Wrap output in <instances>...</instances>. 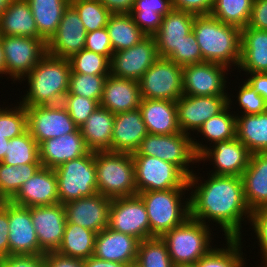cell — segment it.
Masks as SVG:
<instances>
[{
  "label": "cell",
  "mask_w": 267,
  "mask_h": 267,
  "mask_svg": "<svg viewBox=\"0 0 267 267\" xmlns=\"http://www.w3.org/2000/svg\"><path fill=\"white\" fill-rule=\"evenodd\" d=\"M87 33L105 28L111 12L99 0H70Z\"/></svg>",
  "instance_id": "44"
},
{
  "label": "cell",
  "mask_w": 267,
  "mask_h": 267,
  "mask_svg": "<svg viewBox=\"0 0 267 267\" xmlns=\"http://www.w3.org/2000/svg\"><path fill=\"white\" fill-rule=\"evenodd\" d=\"M130 267H139L136 263H133Z\"/></svg>",
  "instance_id": "65"
},
{
  "label": "cell",
  "mask_w": 267,
  "mask_h": 267,
  "mask_svg": "<svg viewBox=\"0 0 267 267\" xmlns=\"http://www.w3.org/2000/svg\"><path fill=\"white\" fill-rule=\"evenodd\" d=\"M9 201H0V259L10 255Z\"/></svg>",
  "instance_id": "54"
},
{
  "label": "cell",
  "mask_w": 267,
  "mask_h": 267,
  "mask_svg": "<svg viewBox=\"0 0 267 267\" xmlns=\"http://www.w3.org/2000/svg\"><path fill=\"white\" fill-rule=\"evenodd\" d=\"M89 151L78 128L73 133L43 141L39 145V160L42 167L55 169L64 162L86 155Z\"/></svg>",
  "instance_id": "24"
},
{
  "label": "cell",
  "mask_w": 267,
  "mask_h": 267,
  "mask_svg": "<svg viewBox=\"0 0 267 267\" xmlns=\"http://www.w3.org/2000/svg\"><path fill=\"white\" fill-rule=\"evenodd\" d=\"M70 74L68 58L47 53L25 76L30 87L20 103L24 106L61 104L69 91Z\"/></svg>",
  "instance_id": "3"
},
{
  "label": "cell",
  "mask_w": 267,
  "mask_h": 267,
  "mask_svg": "<svg viewBox=\"0 0 267 267\" xmlns=\"http://www.w3.org/2000/svg\"><path fill=\"white\" fill-rule=\"evenodd\" d=\"M57 176L59 203L66 204L97 194L94 151L64 162L54 169Z\"/></svg>",
  "instance_id": "7"
},
{
  "label": "cell",
  "mask_w": 267,
  "mask_h": 267,
  "mask_svg": "<svg viewBox=\"0 0 267 267\" xmlns=\"http://www.w3.org/2000/svg\"><path fill=\"white\" fill-rule=\"evenodd\" d=\"M192 31L199 44L202 62L219 63L227 67L234 64L239 68L241 28L225 24L209 14L196 15Z\"/></svg>",
  "instance_id": "2"
},
{
  "label": "cell",
  "mask_w": 267,
  "mask_h": 267,
  "mask_svg": "<svg viewBox=\"0 0 267 267\" xmlns=\"http://www.w3.org/2000/svg\"><path fill=\"white\" fill-rule=\"evenodd\" d=\"M246 27L267 30V0H253L249 23Z\"/></svg>",
  "instance_id": "56"
},
{
  "label": "cell",
  "mask_w": 267,
  "mask_h": 267,
  "mask_svg": "<svg viewBox=\"0 0 267 267\" xmlns=\"http://www.w3.org/2000/svg\"><path fill=\"white\" fill-rule=\"evenodd\" d=\"M4 66H5V59L0 36V74H4Z\"/></svg>",
  "instance_id": "62"
},
{
  "label": "cell",
  "mask_w": 267,
  "mask_h": 267,
  "mask_svg": "<svg viewBox=\"0 0 267 267\" xmlns=\"http://www.w3.org/2000/svg\"><path fill=\"white\" fill-rule=\"evenodd\" d=\"M44 38L1 36L4 52V74L16 80L24 77L47 54Z\"/></svg>",
  "instance_id": "11"
},
{
  "label": "cell",
  "mask_w": 267,
  "mask_h": 267,
  "mask_svg": "<svg viewBox=\"0 0 267 267\" xmlns=\"http://www.w3.org/2000/svg\"><path fill=\"white\" fill-rule=\"evenodd\" d=\"M115 114L99 106L79 128L90 151H112Z\"/></svg>",
  "instance_id": "32"
},
{
  "label": "cell",
  "mask_w": 267,
  "mask_h": 267,
  "mask_svg": "<svg viewBox=\"0 0 267 267\" xmlns=\"http://www.w3.org/2000/svg\"><path fill=\"white\" fill-rule=\"evenodd\" d=\"M133 154L157 157L176 165L188 178L193 171L188 170L189 163L198 162L192 138L183 132L177 134L157 135L148 133Z\"/></svg>",
  "instance_id": "8"
},
{
  "label": "cell",
  "mask_w": 267,
  "mask_h": 267,
  "mask_svg": "<svg viewBox=\"0 0 267 267\" xmlns=\"http://www.w3.org/2000/svg\"><path fill=\"white\" fill-rule=\"evenodd\" d=\"M31 218L40 249L55 252L63 239L66 214L63 204L31 207Z\"/></svg>",
  "instance_id": "19"
},
{
  "label": "cell",
  "mask_w": 267,
  "mask_h": 267,
  "mask_svg": "<svg viewBox=\"0 0 267 267\" xmlns=\"http://www.w3.org/2000/svg\"><path fill=\"white\" fill-rule=\"evenodd\" d=\"M10 201L29 208L58 204L57 176L54 169L41 167Z\"/></svg>",
  "instance_id": "22"
},
{
  "label": "cell",
  "mask_w": 267,
  "mask_h": 267,
  "mask_svg": "<svg viewBox=\"0 0 267 267\" xmlns=\"http://www.w3.org/2000/svg\"><path fill=\"white\" fill-rule=\"evenodd\" d=\"M9 140L0 134V162L5 158Z\"/></svg>",
  "instance_id": "61"
},
{
  "label": "cell",
  "mask_w": 267,
  "mask_h": 267,
  "mask_svg": "<svg viewBox=\"0 0 267 267\" xmlns=\"http://www.w3.org/2000/svg\"><path fill=\"white\" fill-rule=\"evenodd\" d=\"M209 228L189 217L183 224L161 236L174 265L197 263L213 249L210 245Z\"/></svg>",
  "instance_id": "6"
},
{
  "label": "cell",
  "mask_w": 267,
  "mask_h": 267,
  "mask_svg": "<svg viewBox=\"0 0 267 267\" xmlns=\"http://www.w3.org/2000/svg\"><path fill=\"white\" fill-rule=\"evenodd\" d=\"M227 248H213L197 261L198 267H244L241 238H227ZM240 251V252H239Z\"/></svg>",
  "instance_id": "42"
},
{
  "label": "cell",
  "mask_w": 267,
  "mask_h": 267,
  "mask_svg": "<svg viewBox=\"0 0 267 267\" xmlns=\"http://www.w3.org/2000/svg\"><path fill=\"white\" fill-rule=\"evenodd\" d=\"M230 103L228 95H182L176 101L180 131L188 135V130L198 131L203 123L221 113Z\"/></svg>",
  "instance_id": "16"
},
{
  "label": "cell",
  "mask_w": 267,
  "mask_h": 267,
  "mask_svg": "<svg viewBox=\"0 0 267 267\" xmlns=\"http://www.w3.org/2000/svg\"><path fill=\"white\" fill-rule=\"evenodd\" d=\"M2 163L11 166L41 164L39 145L28 129L23 134L9 140L6 156Z\"/></svg>",
  "instance_id": "39"
},
{
  "label": "cell",
  "mask_w": 267,
  "mask_h": 267,
  "mask_svg": "<svg viewBox=\"0 0 267 267\" xmlns=\"http://www.w3.org/2000/svg\"><path fill=\"white\" fill-rule=\"evenodd\" d=\"M110 198L99 193L64 204L66 220L99 233L108 226Z\"/></svg>",
  "instance_id": "21"
},
{
  "label": "cell",
  "mask_w": 267,
  "mask_h": 267,
  "mask_svg": "<svg viewBox=\"0 0 267 267\" xmlns=\"http://www.w3.org/2000/svg\"><path fill=\"white\" fill-rule=\"evenodd\" d=\"M227 69V66L213 62H202L183 66V95H227L224 91L227 88L225 87L227 82L225 72Z\"/></svg>",
  "instance_id": "17"
},
{
  "label": "cell",
  "mask_w": 267,
  "mask_h": 267,
  "mask_svg": "<svg viewBox=\"0 0 267 267\" xmlns=\"http://www.w3.org/2000/svg\"><path fill=\"white\" fill-rule=\"evenodd\" d=\"M141 99L177 101L183 95L182 66L158 58L139 80Z\"/></svg>",
  "instance_id": "10"
},
{
  "label": "cell",
  "mask_w": 267,
  "mask_h": 267,
  "mask_svg": "<svg viewBox=\"0 0 267 267\" xmlns=\"http://www.w3.org/2000/svg\"><path fill=\"white\" fill-rule=\"evenodd\" d=\"M136 194L143 191L189 189L188 177L174 164L157 157L132 154Z\"/></svg>",
  "instance_id": "9"
},
{
  "label": "cell",
  "mask_w": 267,
  "mask_h": 267,
  "mask_svg": "<svg viewBox=\"0 0 267 267\" xmlns=\"http://www.w3.org/2000/svg\"><path fill=\"white\" fill-rule=\"evenodd\" d=\"M0 36L43 38L37 30L33 13L26 0H11L0 14Z\"/></svg>",
  "instance_id": "30"
},
{
  "label": "cell",
  "mask_w": 267,
  "mask_h": 267,
  "mask_svg": "<svg viewBox=\"0 0 267 267\" xmlns=\"http://www.w3.org/2000/svg\"><path fill=\"white\" fill-rule=\"evenodd\" d=\"M62 104L68 111L73 122L80 128L89 116L100 106L96 100L80 95H65Z\"/></svg>",
  "instance_id": "48"
},
{
  "label": "cell",
  "mask_w": 267,
  "mask_h": 267,
  "mask_svg": "<svg viewBox=\"0 0 267 267\" xmlns=\"http://www.w3.org/2000/svg\"><path fill=\"white\" fill-rule=\"evenodd\" d=\"M44 263L45 267H84L83 260L65 257L57 252H46Z\"/></svg>",
  "instance_id": "57"
},
{
  "label": "cell",
  "mask_w": 267,
  "mask_h": 267,
  "mask_svg": "<svg viewBox=\"0 0 267 267\" xmlns=\"http://www.w3.org/2000/svg\"><path fill=\"white\" fill-rule=\"evenodd\" d=\"M108 227L139 241L150 238V223L145 204L136 194L111 200Z\"/></svg>",
  "instance_id": "12"
},
{
  "label": "cell",
  "mask_w": 267,
  "mask_h": 267,
  "mask_svg": "<svg viewBox=\"0 0 267 267\" xmlns=\"http://www.w3.org/2000/svg\"><path fill=\"white\" fill-rule=\"evenodd\" d=\"M251 77L246 81L267 103V72L248 73Z\"/></svg>",
  "instance_id": "58"
},
{
  "label": "cell",
  "mask_w": 267,
  "mask_h": 267,
  "mask_svg": "<svg viewBox=\"0 0 267 267\" xmlns=\"http://www.w3.org/2000/svg\"><path fill=\"white\" fill-rule=\"evenodd\" d=\"M229 107L228 105L221 113L207 120L199 128L198 132L211 143L232 140L236 137V116L230 114Z\"/></svg>",
  "instance_id": "43"
},
{
  "label": "cell",
  "mask_w": 267,
  "mask_h": 267,
  "mask_svg": "<svg viewBox=\"0 0 267 267\" xmlns=\"http://www.w3.org/2000/svg\"><path fill=\"white\" fill-rule=\"evenodd\" d=\"M0 267H45L44 255H9L0 259Z\"/></svg>",
  "instance_id": "55"
},
{
  "label": "cell",
  "mask_w": 267,
  "mask_h": 267,
  "mask_svg": "<svg viewBox=\"0 0 267 267\" xmlns=\"http://www.w3.org/2000/svg\"><path fill=\"white\" fill-rule=\"evenodd\" d=\"M167 59L182 67L202 63V54L193 31L184 37L179 47Z\"/></svg>",
  "instance_id": "49"
},
{
  "label": "cell",
  "mask_w": 267,
  "mask_h": 267,
  "mask_svg": "<svg viewBox=\"0 0 267 267\" xmlns=\"http://www.w3.org/2000/svg\"><path fill=\"white\" fill-rule=\"evenodd\" d=\"M141 102L139 81L107 76L100 106L113 114L138 109Z\"/></svg>",
  "instance_id": "27"
},
{
  "label": "cell",
  "mask_w": 267,
  "mask_h": 267,
  "mask_svg": "<svg viewBox=\"0 0 267 267\" xmlns=\"http://www.w3.org/2000/svg\"><path fill=\"white\" fill-rule=\"evenodd\" d=\"M240 69L246 73L267 72V30L241 29Z\"/></svg>",
  "instance_id": "31"
},
{
  "label": "cell",
  "mask_w": 267,
  "mask_h": 267,
  "mask_svg": "<svg viewBox=\"0 0 267 267\" xmlns=\"http://www.w3.org/2000/svg\"><path fill=\"white\" fill-rule=\"evenodd\" d=\"M107 76L71 73L69 91L66 95H80L100 103Z\"/></svg>",
  "instance_id": "46"
},
{
  "label": "cell",
  "mask_w": 267,
  "mask_h": 267,
  "mask_svg": "<svg viewBox=\"0 0 267 267\" xmlns=\"http://www.w3.org/2000/svg\"><path fill=\"white\" fill-rule=\"evenodd\" d=\"M139 240L108 226L97 233L93 256L122 264L136 263Z\"/></svg>",
  "instance_id": "23"
},
{
  "label": "cell",
  "mask_w": 267,
  "mask_h": 267,
  "mask_svg": "<svg viewBox=\"0 0 267 267\" xmlns=\"http://www.w3.org/2000/svg\"><path fill=\"white\" fill-rule=\"evenodd\" d=\"M97 233L74 223L66 222L58 254L85 260L94 254Z\"/></svg>",
  "instance_id": "34"
},
{
  "label": "cell",
  "mask_w": 267,
  "mask_h": 267,
  "mask_svg": "<svg viewBox=\"0 0 267 267\" xmlns=\"http://www.w3.org/2000/svg\"><path fill=\"white\" fill-rule=\"evenodd\" d=\"M238 101L244 110V115H254L267 111V103L247 82H244L240 87Z\"/></svg>",
  "instance_id": "50"
},
{
  "label": "cell",
  "mask_w": 267,
  "mask_h": 267,
  "mask_svg": "<svg viewBox=\"0 0 267 267\" xmlns=\"http://www.w3.org/2000/svg\"><path fill=\"white\" fill-rule=\"evenodd\" d=\"M111 13H130L135 0H99Z\"/></svg>",
  "instance_id": "59"
},
{
  "label": "cell",
  "mask_w": 267,
  "mask_h": 267,
  "mask_svg": "<svg viewBox=\"0 0 267 267\" xmlns=\"http://www.w3.org/2000/svg\"><path fill=\"white\" fill-rule=\"evenodd\" d=\"M253 0H214L211 15L225 24L245 28L250 19Z\"/></svg>",
  "instance_id": "40"
},
{
  "label": "cell",
  "mask_w": 267,
  "mask_h": 267,
  "mask_svg": "<svg viewBox=\"0 0 267 267\" xmlns=\"http://www.w3.org/2000/svg\"><path fill=\"white\" fill-rule=\"evenodd\" d=\"M171 3L173 9L195 15H209L212 12L214 0H171Z\"/></svg>",
  "instance_id": "53"
},
{
  "label": "cell",
  "mask_w": 267,
  "mask_h": 267,
  "mask_svg": "<svg viewBox=\"0 0 267 267\" xmlns=\"http://www.w3.org/2000/svg\"><path fill=\"white\" fill-rule=\"evenodd\" d=\"M236 138L251 154L267 153V111L254 115H236Z\"/></svg>",
  "instance_id": "33"
},
{
  "label": "cell",
  "mask_w": 267,
  "mask_h": 267,
  "mask_svg": "<svg viewBox=\"0 0 267 267\" xmlns=\"http://www.w3.org/2000/svg\"><path fill=\"white\" fill-rule=\"evenodd\" d=\"M244 196L250 210L267 206V153L251 154L242 176Z\"/></svg>",
  "instance_id": "29"
},
{
  "label": "cell",
  "mask_w": 267,
  "mask_h": 267,
  "mask_svg": "<svg viewBox=\"0 0 267 267\" xmlns=\"http://www.w3.org/2000/svg\"><path fill=\"white\" fill-rule=\"evenodd\" d=\"M85 49L107 56L111 60L114 52L106 27L86 33Z\"/></svg>",
  "instance_id": "51"
},
{
  "label": "cell",
  "mask_w": 267,
  "mask_h": 267,
  "mask_svg": "<svg viewBox=\"0 0 267 267\" xmlns=\"http://www.w3.org/2000/svg\"><path fill=\"white\" fill-rule=\"evenodd\" d=\"M39 34L48 41L56 32L70 0H26Z\"/></svg>",
  "instance_id": "36"
},
{
  "label": "cell",
  "mask_w": 267,
  "mask_h": 267,
  "mask_svg": "<svg viewBox=\"0 0 267 267\" xmlns=\"http://www.w3.org/2000/svg\"><path fill=\"white\" fill-rule=\"evenodd\" d=\"M83 264L84 267H130L131 266L119 262L102 260L95 256H91L83 260Z\"/></svg>",
  "instance_id": "60"
},
{
  "label": "cell",
  "mask_w": 267,
  "mask_h": 267,
  "mask_svg": "<svg viewBox=\"0 0 267 267\" xmlns=\"http://www.w3.org/2000/svg\"><path fill=\"white\" fill-rule=\"evenodd\" d=\"M196 15L187 11L172 9L163 17L160 29L153 36L160 58H168L192 31Z\"/></svg>",
  "instance_id": "25"
},
{
  "label": "cell",
  "mask_w": 267,
  "mask_h": 267,
  "mask_svg": "<svg viewBox=\"0 0 267 267\" xmlns=\"http://www.w3.org/2000/svg\"><path fill=\"white\" fill-rule=\"evenodd\" d=\"M97 193L110 199L136 195L132 154L95 151Z\"/></svg>",
  "instance_id": "4"
},
{
  "label": "cell",
  "mask_w": 267,
  "mask_h": 267,
  "mask_svg": "<svg viewBox=\"0 0 267 267\" xmlns=\"http://www.w3.org/2000/svg\"><path fill=\"white\" fill-rule=\"evenodd\" d=\"M183 190L168 189L138 193L145 204L150 223V238L161 237L172 228L183 224L190 217L189 198L182 205Z\"/></svg>",
  "instance_id": "5"
},
{
  "label": "cell",
  "mask_w": 267,
  "mask_h": 267,
  "mask_svg": "<svg viewBox=\"0 0 267 267\" xmlns=\"http://www.w3.org/2000/svg\"><path fill=\"white\" fill-rule=\"evenodd\" d=\"M106 29L113 52L128 49L146 37L130 13H112Z\"/></svg>",
  "instance_id": "37"
},
{
  "label": "cell",
  "mask_w": 267,
  "mask_h": 267,
  "mask_svg": "<svg viewBox=\"0 0 267 267\" xmlns=\"http://www.w3.org/2000/svg\"><path fill=\"white\" fill-rule=\"evenodd\" d=\"M198 184L193 173L188 186L196 188L189 198L190 218L206 224V219L220 224L227 238H241L243 216L250 220L252 211L246 203L243 181L238 176L210 175ZM198 184V186H197ZM192 186V187H191Z\"/></svg>",
  "instance_id": "1"
},
{
  "label": "cell",
  "mask_w": 267,
  "mask_h": 267,
  "mask_svg": "<svg viewBox=\"0 0 267 267\" xmlns=\"http://www.w3.org/2000/svg\"><path fill=\"white\" fill-rule=\"evenodd\" d=\"M15 108V110L0 109V134L8 140L23 134L28 129L26 107L20 103Z\"/></svg>",
  "instance_id": "47"
},
{
  "label": "cell",
  "mask_w": 267,
  "mask_h": 267,
  "mask_svg": "<svg viewBox=\"0 0 267 267\" xmlns=\"http://www.w3.org/2000/svg\"><path fill=\"white\" fill-rule=\"evenodd\" d=\"M136 264L139 267H175L161 237L139 242Z\"/></svg>",
  "instance_id": "41"
},
{
  "label": "cell",
  "mask_w": 267,
  "mask_h": 267,
  "mask_svg": "<svg viewBox=\"0 0 267 267\" xmlns=\"http://www.w3.org/2000/svg\"><path fill=\"white\" fill-rule=\"evenodd\" d=\"M25 107L28 130L38 145L47 139L73 133L79 128L62 103Z\"/></svg>",
  "instance_id": "13"
},
{
  "label": "cell",
  "mask_w": 267,
  "mask_h": 267,
  "mask_svg": "<svg viewBox=\"0 0 267 267\" xmlns=\"http://www.w3.org/2000/svg\"><path fill=\"white\" fill-rule=\"evenodd\" d=\"M253 229L260 243V250L264 265H267V206L253 210L250 217Z\"/></svg>",
  "instance_id": "52"
},
{
  "label": "cell",
  "mask_w": 267,
  "mask_h": 267,
  "mask_svg": "<svg viewBox=\"0 0 267 267\" xmlns=\"http://www.w3.org/2000/svg\"><path fill=\"white\" fill-rule=\"evenodd\" d=\"M214 145L210 149L193 140L195 152L201 159L199 161L213 159L212 162L217 167L211 174L241 177L251 157L247 147L236 137L232 140L216 142Z\"/></svg>",
  "instance_id": "14"
},
{
  "label": "cell",
  "mask_w": 267,
  "mask_h": 267,
  "mask_svg": "<svg viewBox=\"0 0 267 267\" xmlns=\"http://www.w3.org/2000/svg\"><path fill=\"white\" fill-rule=\"evenodd\" d=\"M11 0H0V14L8 7Z\"/></svg>",
  "instance_id": "63"
},
{
  "label": "cell",
  "mask_w": 267,
  "mask_h": 267,
  "mask_svg": "<svg viewBox=\"0 0 267 267\" xmlns=\"http://www.w3.org/2000/svg\"><path fill=\"white\" fill-rule=\"evenodd\" d=\"M139 109L148 133L168 135L181 132L175 101L141 99Z\"/></svg>",
  "instance_id": "28"
},
{
  "label": "cell",
  "mask_w": 267,
  "mask_h": 267,
  "mask_svg": "<svg viewBox=\"0 0 267 267\" xmlns=\"http://www.w3.org/2000/svg\"><path fill=\"white\" fill-rule=\"evenodd\" d=\"M41 167V164L11 166L0 162V201H10Z\"/></svg>",
  "instance_id": "38"
},
{
  "label": "cell",
  "mask_w": 267,
  "mask_h": 267,
  "mask_svg": "<svg viewBox=\"0 0 267 267\" xmlns=\"http://www.w3.org/2000/svg\"><path fill=\"white\" fill-rule=\"evenodd\" d=\"M173 9L171 0H135L130 15L146 36H154L163 17Z\"/></svg>",
  "instance_id": "35"
},
{
  "label": "cell",
  "mask_w": 267,
  "mask_h": 267,
  "mask_svg": "<svg viewBox=\"0 0 267 267\" xmlns=\"http://www.w3.org/2000/svg\"><path fill=\"white\" fill-rule=\"evenodd\" d=\"M148 134L141 110L115 114L112 134V151L133 154Z\"/></svg>",
  "instance_id": "26"
},
{
  "label": "cell",
  "mask_w": 267,
  "mask_h": 267,
  "mask_svg": "<svg viewBox=\"0 0 267 267\" xmlns=\"http://www.w3.org/2000/svg\"><path fill=\"white\" fill-rule=\"evenodd\" d=\"M175 267H198L196 263L175 265Z\"/></svg>",
  "instance_id": "64"
},
{
  "label": "cell",
  "mask_w": 267,
  "mask_h": 267,
  "mask_svg": "<svg viewBox=\"0 0 267 267\" xmlns=\"http://www.w3.org/2000/svg\"><path fill=\"white\" fill-rule=\"evenodd\" d=\"M158 58L154 37L146 36L134 46L113 53L110 60V74L118 78L139 81Z\"/></svg>",
  "instance_id": "15"
},
{
  "label": "cell",
  "mask_w": 267,
  "mask_h": 267,
  "mask_svg": "<svg viewBox=\"0 0 267 267\" xmlns=\"http://www.w3.org/2000/svg\"><path fill=\"white\" fill-rule=\"evenodd\" d=\"M86 33L78 12L69 4L56 32L46 42L47 53L69 59L73 54L85 49Z\"/></svg>",
  "instance_id": "18"
},
{
  "label": "cell",
  "mask_w": 267,
  "mask_h": 267,
  "mask_svg": "<svg viewBox=\"0 0 267 267\" xmlns=\"http://www.w3.org/2000/svg\"><path fill=\"white\" fill-rule=\"evenodd\" d=\"M10 255H44L31 218V207L9 201Z\"/></svg>",
  "instance_id": "20"
},
{
  "label": "cell",
  "mask_w": 267,
  "mask_h": 267,
  "mask_svg": "<svg viewBox=\"0 0 267 267\" xmlns=\"http://www.w3.org/2000/svg\"><path fill=\"white\" fill-rule=\"evenodd\" d=\"M69 62L71 73L110 75V59L86 49L73 54Z\"/></svg>",
  "instance_id": "45"
}]
</instances>
